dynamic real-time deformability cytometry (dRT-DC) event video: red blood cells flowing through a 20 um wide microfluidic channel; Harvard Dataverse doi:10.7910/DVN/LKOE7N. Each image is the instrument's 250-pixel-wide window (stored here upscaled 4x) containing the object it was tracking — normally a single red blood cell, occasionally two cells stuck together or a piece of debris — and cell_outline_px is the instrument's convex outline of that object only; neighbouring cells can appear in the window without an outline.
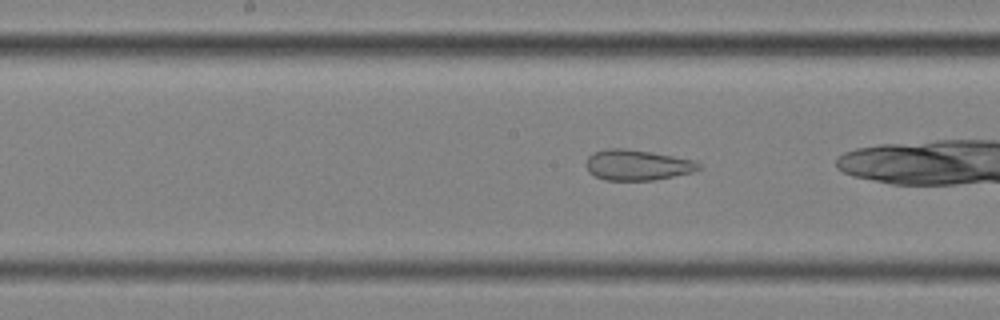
{"species": "common noctule bat (a hibernating species)", "species_latin": "Nyctalus noctula", "temperature_condition": "cold", "stored_images_in_passage": 42, "camera_frame_rate_fps": 3000, "um_per_image_px": 0.085, "animal": {"sex": "female", "body_mass_g": 25.1}, "frame": {"image": 1, "passage_image": 26, "time_ms": 8.333, "image_size_px": [1000, 320], "cell_outline_px": [[700, 168], [692, 172], [652, 180], [604, 180], [588, 172], [584, 164], [588, 156], [592, 152], [604, 148], [624, 148], [652, 152], [696, 160], [700, 164]], "centroid_in_image_um": [54.11, 14.01], "position_along_channel_um": 194.1, "area_um2": 20.23}}